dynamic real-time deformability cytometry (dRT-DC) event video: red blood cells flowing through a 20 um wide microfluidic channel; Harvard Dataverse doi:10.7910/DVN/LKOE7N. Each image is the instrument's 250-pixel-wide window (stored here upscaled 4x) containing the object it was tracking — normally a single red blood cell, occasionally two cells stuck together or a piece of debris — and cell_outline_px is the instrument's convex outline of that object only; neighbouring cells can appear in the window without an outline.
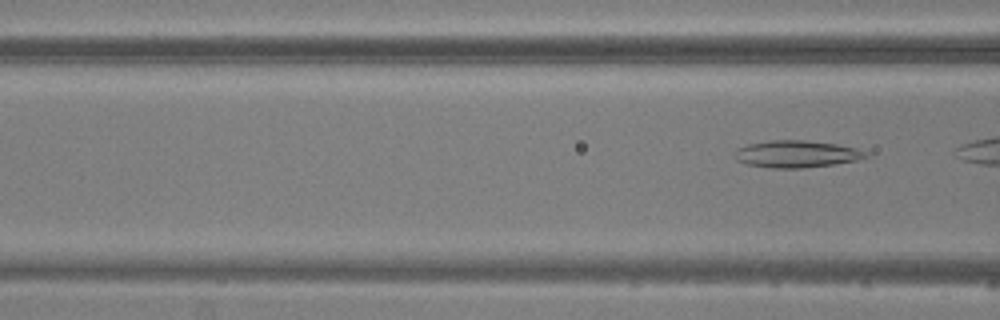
{"species": "common noctule bat (a hibernating species)", "species_latin": "Nyctalus noctula", "temperature_condition": "warm", "stored_images_in_passage": 4, "camera_frame_rate_fps": 3000, "um_per_image_px": 0.085, "animal": {"sex": "male", "body_mass_g": 20.5, "forearm_length_mm": 52.5}, "frame": {"image": 1, "passage_image": 4, "time_ms": 4.333, "image_size_px": [1000, 320], "cell_outline_px": [[868, 156], [856, 160], [832, 164], [800, 168], [772, 168], [748, 164], [736, 160], [732, 156], [736, 148], [748, 144], [772, 140], [804, 140], [836, 144], [856, 148], [868, 152]], "centroid_in_image_um": [67.65, 13.08], "position_along_channel_um": 98.9, "area_um2": 20.58}}